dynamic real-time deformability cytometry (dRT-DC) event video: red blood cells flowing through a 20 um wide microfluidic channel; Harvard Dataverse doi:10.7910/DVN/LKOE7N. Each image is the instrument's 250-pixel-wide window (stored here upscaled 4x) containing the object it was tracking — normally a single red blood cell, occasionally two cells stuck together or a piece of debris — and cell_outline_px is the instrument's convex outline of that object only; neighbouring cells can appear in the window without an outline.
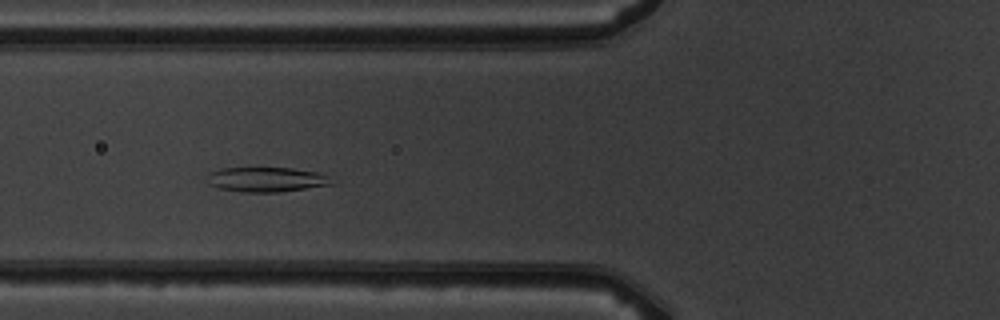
{"species": "common noctule bat (a hibernating species)", "species_latin": "Nyctalus noctula", "temperature_condition": "warm", "stored_images_in_passage": 3, "camera_frame_rate_fps": 3000, "um_per_image_px": 0.085, "animal": {"sex": "male", "body_mass_g": 19.5, "forearm_length_mm": 54.6}, "frame": {"image": 1, "passage_image": 3, "time_ms": 3.0, "image_size_px": [1000, 320], "cell_outline_px": [[336, 184], [280, 192], [244, 192], [220, 188], [208, 184], [208, 172], [220, 168], [292, 168], [320, 172]], "centroid_in_image_um": [22.65, 15.25], "position_along_channel_um": 103.2, "area_um2": 17.98}}